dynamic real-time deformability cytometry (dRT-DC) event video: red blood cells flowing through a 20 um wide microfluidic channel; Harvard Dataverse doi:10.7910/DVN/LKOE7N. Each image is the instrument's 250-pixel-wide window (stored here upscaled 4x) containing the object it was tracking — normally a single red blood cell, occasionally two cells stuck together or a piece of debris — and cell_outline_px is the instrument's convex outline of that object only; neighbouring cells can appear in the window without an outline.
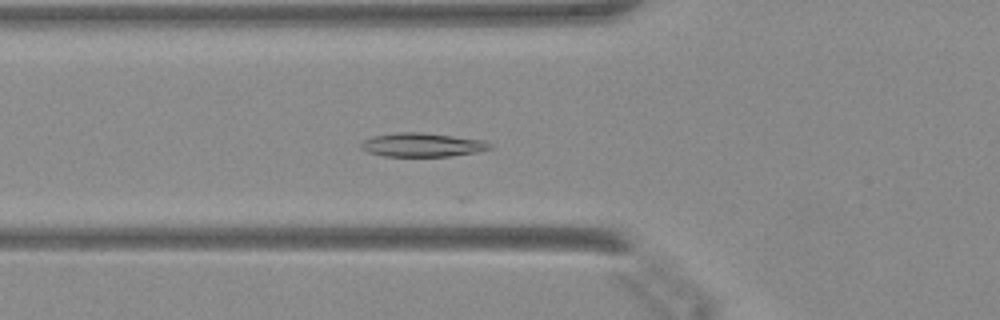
{"species": "Egyptian fruit bat (a non-hibernating species)", "species_latin": "Rousettus aegyptiacus", "temperature_condition": "warm", "stored_images_in_passage": 9, "camera_frame_rate_fps": 3000, "um_per_image_px": 0.085, "animal": {"sex": "female"}, "frame": {"image": 1, "passage_image": 3, "time_ms": 0.667, "image_size_px": [1000, 320], "cell_outline_px": [[492, 148], [480, 152], [452, 156], [384, 156], [368, 152], [360, 148], [360, 144], [364, 140], [376, 136], [400, 132], [420, 132], [484, 140], [492, 144]], "centroid_in_image_um": [35.94, 12.32], "position_along_channel_um": 89.9, "area_um2": 17.8}}
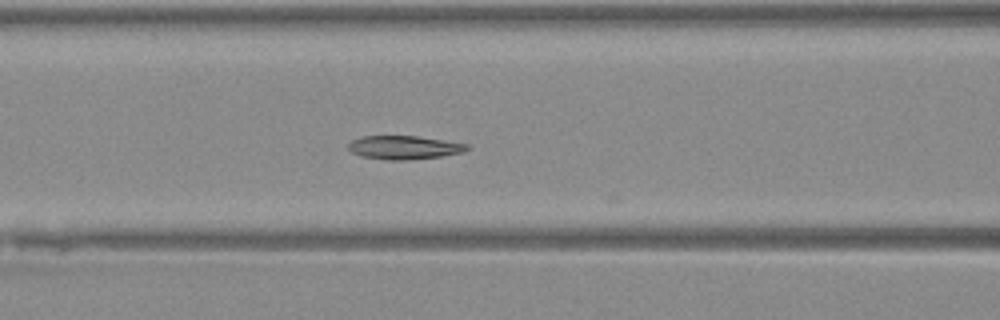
{"frame": {"image": 2, "passage_image": 6, "time_ms": 1.667, "image_size_px": [1000, 320], "cell_outline_px": [[472, 148], [464, 152], [440, 156], [408, 160], [388, 160], [360, 156], [352, 152], [348, 148], [348, 144], [352, 140], [360, 136], [416, 136], [444, 140], [468, 144]], "centroid_in_image_um": [34.36, 12.53], "position_along_channel_um": 132.2, "area_um2": 16.36}}